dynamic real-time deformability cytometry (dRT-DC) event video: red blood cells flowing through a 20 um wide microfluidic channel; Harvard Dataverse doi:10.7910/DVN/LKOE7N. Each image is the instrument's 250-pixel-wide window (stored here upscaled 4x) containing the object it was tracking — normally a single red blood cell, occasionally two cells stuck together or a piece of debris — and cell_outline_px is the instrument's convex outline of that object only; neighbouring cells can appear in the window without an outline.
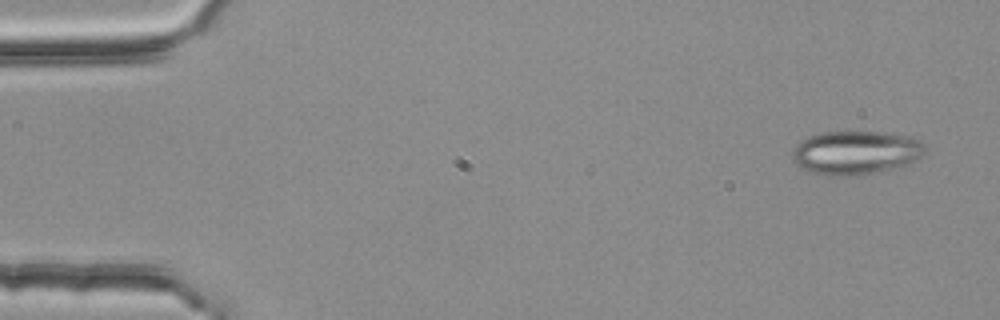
{"species": "common noctule bat (a hibernating species)", "species_latin": "Nyctalus noctula", "temperature_condition": "room temperature", "stored_images_in_passage": 5, "segment_of_instrument_passage": [1, 2], "camera_frame_rate_fps": 3000, "um_per_image_px": 0.085, "animal": {"sex": "female", "body_mass_g": 25.1}, "frame": {"image": 1, "passage_image": 1, "time_ms": 0.0, "image_size_px": [1000, 320], "cell_outline_px": [[924, 152], [916, 160], [904, 164], [888, 168], [848, 176], [832, 176], [812, 172], [796, 164], [792, 160], [792, 152], [796, 144], [800, 140], [808, 136], [820, 132], [884, 132], [904, 136], [920, 140], [924, 144]], "centroid_in_image_um": [72.66, 12.94], "position_along_channel_um": 12.3, "area_um2": 33.12}}